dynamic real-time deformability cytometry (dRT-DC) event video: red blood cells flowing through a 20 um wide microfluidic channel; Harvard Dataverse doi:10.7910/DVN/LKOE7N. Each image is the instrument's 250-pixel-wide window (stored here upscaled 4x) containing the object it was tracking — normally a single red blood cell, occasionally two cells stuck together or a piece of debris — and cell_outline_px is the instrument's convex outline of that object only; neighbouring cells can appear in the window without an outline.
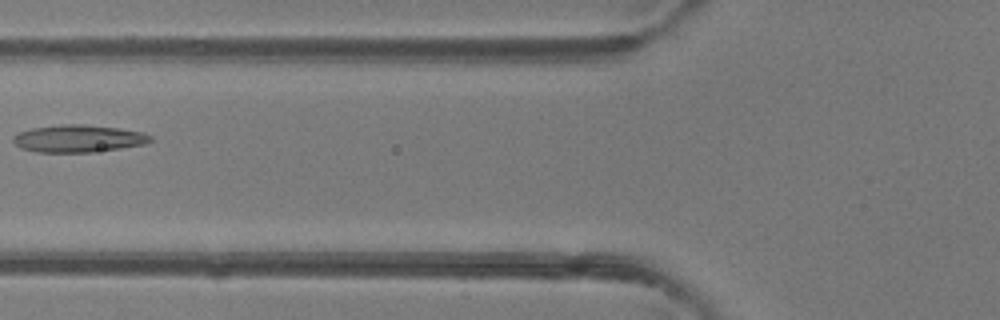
{"species": "common noctule bat (a hibernating species)", "species_latin": "Nyctalus noctula", "temperature_condition": "room temperature", "stored_images_in_passage": 6, "camera_frame_rate_fps": 3000, "um_per_image_px": 0.085, "animal": {"sex": "female"}, "frame": {"image": 1, "passage_image": 6, "time_ms": 1.667, "image_size_px": [1000, 320], "cell_outline_px": [[152, 140], [144, 144], [120, 148], [92, 152], [36, 152], [20, 148], [12, 140], [12, 136], [20, 132], [32, 128], [64, 124], [84, 124], [120, 128], [144, 132], [152, 136]], "centroid_in_image_um": [6.66, 11.77], "position_along_channel_um": 119.1, "area_um2": 21.91}}